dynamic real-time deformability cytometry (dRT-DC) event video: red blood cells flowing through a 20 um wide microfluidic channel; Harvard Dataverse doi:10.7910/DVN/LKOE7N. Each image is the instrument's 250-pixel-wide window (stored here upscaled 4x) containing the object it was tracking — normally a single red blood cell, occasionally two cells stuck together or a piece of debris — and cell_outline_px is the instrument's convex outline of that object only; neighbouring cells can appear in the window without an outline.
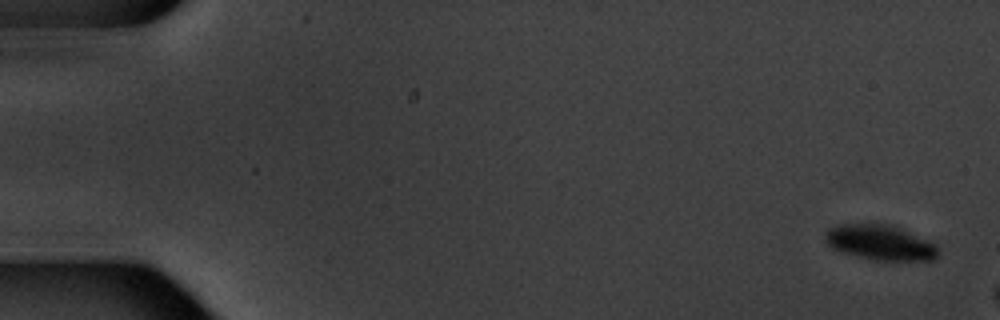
{"species": "common noctule bat (a hibernating species)", "species_latin": "Nyctalus noctula", "temperature_condition": "warm", "stored_images_in_passage": 3, "camera_frame_rate_fps": 3000, "um_per_image_px": 0.085, "animal": {"sex": "male", "body_mass_g": 20.1, "forearm_length_mm": 53.5}, "frame": {"image": 1, "passage_image": 1, "time_ms": 0.0, "image_size_px": [1000, 320], "cell_outline_px": [[936, 260], [872, 260], [840, 252], [832, 248], [824, 240], [824, 236], [828, 228], [836, 224], [892, 224], [936, 244]], "centroid_in_image_um": [74.76, 20.61], "position_along_channel_um": 10.2, "area_um2": 23.18}}